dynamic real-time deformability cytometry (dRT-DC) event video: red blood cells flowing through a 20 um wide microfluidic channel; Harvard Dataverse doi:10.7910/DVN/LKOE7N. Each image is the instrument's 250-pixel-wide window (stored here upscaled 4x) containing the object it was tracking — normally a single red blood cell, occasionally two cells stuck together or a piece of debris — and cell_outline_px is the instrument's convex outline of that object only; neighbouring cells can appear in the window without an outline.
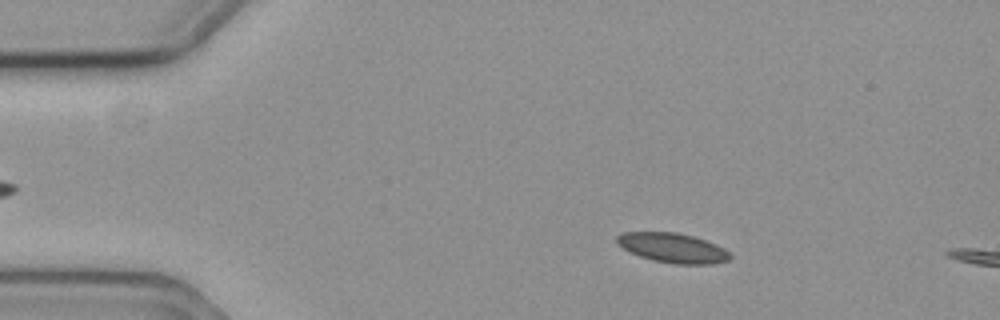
{"species": "common noctule bat (a hibernating species)", "species_latin": "Nyctalus noctula", "temperature_condition": "cold", "stored_images_in_passage": 5, "camera_frame_rate_fps": 3000, "um_per_image_px": 0.085, "animal": {"sex": "female", "body_mass_g": 19.3, "forearm_length_mm": 54.1}, "frame": {"image": 1, "passage_image": 3, "time_ms": 0.667, "image_size_px": [1000, 320], "cell_outline_px": [[732, 256], [728, 260], [712, 264], [676, 264], [652, 260], [628, 252], [616, 244], [616, 236], [620, 232], [676, 232], [692, 236], [716, 244], [724, 248]], "centroid_in_image_um": [57.13, 21.07], "position_along_channel_um": 27.9, "area_um2": 19.65}}